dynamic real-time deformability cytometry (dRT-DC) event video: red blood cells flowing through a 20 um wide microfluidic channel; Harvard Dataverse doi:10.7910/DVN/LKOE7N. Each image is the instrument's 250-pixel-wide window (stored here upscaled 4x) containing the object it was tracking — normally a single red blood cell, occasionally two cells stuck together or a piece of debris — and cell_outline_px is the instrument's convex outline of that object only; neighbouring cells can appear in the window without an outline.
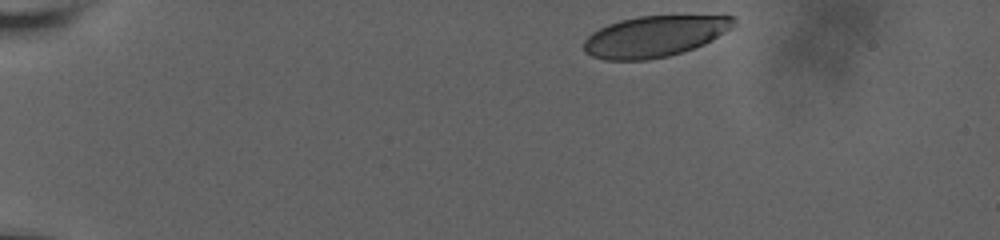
{"species": "human", "species_latin": "Homo sapiens", "temperature_condition": "room temperature", "stored_images_in_passage": 42, "camera_frame_rate_fps": 3000, "um_per_image_px": 0.085, "donor": {"sex": "male"}, "frame": {"image": 1, "passage_image": 1, "time_ms": 0.0, "image_size_px": [1000, 240], "cell_outline_px": [[736, 24], [732, 28], [704, 44], [668, 56], [648, 60], [604, 60], [592, 56], [584, 52], [584, 40], [592, 32], [608, 24], [620, 20], [640, 16], [736, 16]], "centroid_in_image_um": [55.62, 3.09], "position_along_channel_um": 29.4, "area_um2": 35.72}}
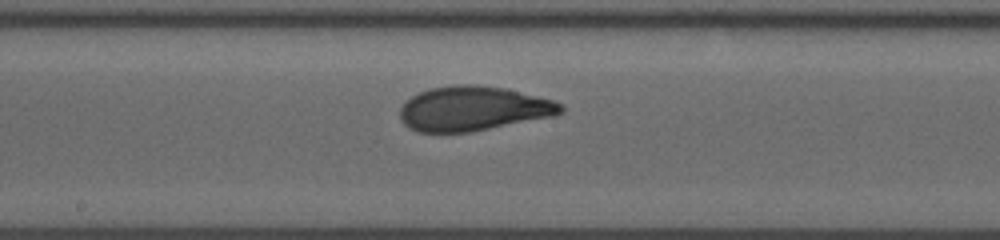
{"frame": {"image": 2, "passage_image": 24, "time_ms": 7.667, "image_size_px": [1000, 240], "cell_outline_px": [[564, 108], [560, 112], [552, 116], [472, 132], [420, 132], [408, 128], [400, 120], [400, 108], [412, 96], [428, 88], [456, 84], [476, 84], [504, 88], [552, 100], [560, 104]], "centroid_in_image_um": [40.17, 9.23], "position_along_channel_um": 208.0, "area_um2": 41.5}}
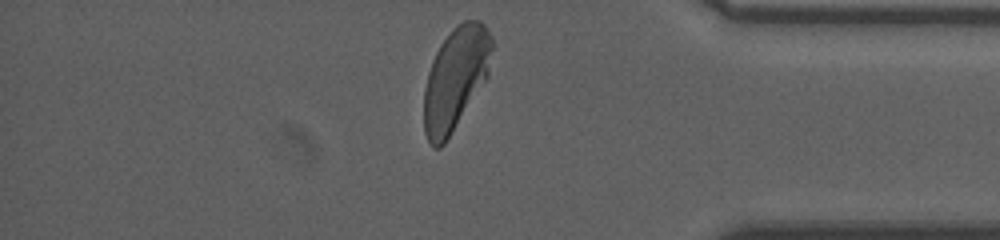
{"frame": {"image": 3, "passage_image": 41, "time_ms": 13.333, "image_size_px": [1000, 240], "cell_outline_px": [[492, 48], [488, 76], [444, 144], [440, 148], [432, 148], [424, 132], [424, 88], [428, 72], [432, 60], [440, 44], [452, 28], [464, 20], [480, 20], [484, 24], [492, 36]], "centroid_in_image_um": [38.71, 6.66], "position_along_channel_um": 396.5, "area_um2": 40.52}, "authors_computed_cell_mechanics": {"area_um2": 40.8357, "velocity_mm_per_s": 3.6437, "shape_relaxation_time_tau1_ms": 5.5095, "shape_relaxation_time_tau2_ms": null, "deformation_change_tau1": 0.1815, "deformation_change_tau2": null}}